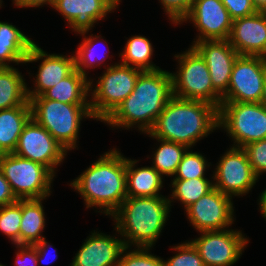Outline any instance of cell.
<instances>
[{
	"instance_id": "obj_1",
	"label": "cell",
	"mask_w": 266,
	"mask_h": 266,
	"mask_svg": "<svg viewBox=\"0 0 266 266\" xmlns=\"http://www.w3.org/2000/svg\"><path fill=\"white\" fill-rule=\"evenodd\" d=\"M170 73L163 69L142 71L131 94L103 122L114 129L135 127L148 133L173 97Z\"/></svg>"
},
{
	"instance_id": "obj_2",
	"label": "cell",
	"mask_w": 266,
	"mask_h": 266,
	"mask_svg": "<svg viewBox=\"0 0 266 266\" xmlns=\"http://www.w3.org/2000/svg\"><path fill=\"white\" fill-rule=\"evenodd\" d=\"M84 200L86 209L111 216L127 198L126 157L110 149L69 184Z\"/></svg>"
},
{
	"instance_id": "obj_3",
	"label": "cell",
	"mask_w": 266,
	"mask_h": 266,
	"mask_svg": "<svg viewBox=\"0 0 266 266\" xmlns=\"http://www.w3.org/2000/svg\"><path fill=\"white\" fill-rule=\"evenodd\" d=\"M218 108L200 100L172 97L147 134L188 148L218 130Z\"/></svg>"
},
{
	"instance_id": "obj_4",
	"label": "cell",
	"mask_w": 266,
	"mask_h": 266,
	"mask_svg": "<svg viewBox=\"0 0 266 266\" xmlns=\"http://www.w3.org/2000/svg\"><path fill=\"white\" fill-rule=\"evenodd\" d=\"M171 206L168 196L127 197L110 217L125 246L153 248L164 230Z\"/></svg>"
},
{
	"instance_id": "obj_5",
	"label": "cell",
	"mask_w": 266,
	"mask_h": 266,
	"mask_svg": "<svg viewBox=\"0 0 266 266\" xmlns=\"http://www.w3.org/2000/svg\"><path fill=\"white\" fill-rule=\"evenodd\" d=\"M31 118L43 126L68 152L76 149L81 121L95 118L90 104H67L45 99L42 95L29 99Z\"/></svg>"
},
{
	"instance_id": "obj_6",
	"label": "cell",
	"mask_w": 266,
	"mask_h": 266,
	"mask_svg": "<svg viewBox=\"0 0 266 266\" xmlns=\"http://www.w3.org/2000/svg\"><path fill=\"white\" fill-rule=\"evenodd\" d=\"M107 67V68H106ZM96 86L90 78V110L97 121L103 122L134 90L142 70L115 63L105 66ZM94 87V88H93Z\"/></svg>"
},
{
	"instance_id": "obj_7",
	"label": "cell",
	"mask_w": 266,
	"mask_h": 266,
	"mask_svg": "<svg viewBox=\"0 0 266 266\" xmlns=\"http://www.w3.org/2000/svg\"><path fill=\"white\" fill-rule=\"evenodd\" d=\"M178 71L170 73L172 77L173 96L184 100L208 102L218 109L222 97L213 89L210 73L205 60L192 47L175 54Z\"/></svg>"
},
{
	"instance_id": "obj_8",
	"label": "cell",
	"mask_w": 266,
	"mask_h": 266,
	"mask_svg": "<svg viewBox=\"0 0 266 266\" xmlns=\"http://www.w3.org/2000/svg\"><path fill=\"white\" fill-rule=\"evenodd\" d=\"M218 128L231 137L232 147L266 139V107L262 103L221 102ZM236 144V145H235Z\"/></svg>"
},
{
	"instance_id": "obj_9",
	"label": "cell",
	"mask_w": 266,
	"mask_h": 266,
	"mask_svg": "<svg viewBox=\"0 0 266 266\" xmlns=\"http://www.w3.org/2000/svg\"><path fill=\"white\" fill-rule=\"evenodd\" d=\"M0 169L17 199H41L51 195L56 175L46 166L6 153L0 157Z\"/></svg>"
},
{
	"instance_id": "obj_10",
	"label": "cell",
	"mask_w": 266,
	"mask_h": 266,
	"mask_svg": "<svg viewBox=\"0 0 266 266\" xmlns=\"http://www.w3.org/2000/svg\"><path fill=\"white\" fill-rule=\"evenodd\" d=\"M265 76L266 57L239 55L221 102L261 103Z\"/></svg>"
},
{
	"instance_id": "obj_11",
	"label": "cell",
	"mask_w": 266,
	"mask_h": 266,
	"mask_svg": "<svg viewBox=\"0 0 266 266\" xmlns=\"http://www.w3.org/2000/svg\"><path fill=\"white\" fill-rule=\"evenodd\" d=\"M214 169V187L233 198L248 194L259 181L243 148L231 146L220 157Z\"/></svg>"
},
{
	"instance_id": "obj_12",
	"label": "cell",
	"mask_w": 266,
	"mask_h": 266,
	"mask_svg": "<svg viewBox=\"0 0 266 266\" xmlns=\"http://www.w3.org/2000/svg\"><path fill=\"white\" fill-rule=\"evenodd\" d=\"M199 233L201 236L190 242L198 250L205 266H233L249 244L241 230L227 228Z\"/></svg>"
},
{
	"instance_id": "obj_13",
	"label": "cell",
	"mask_w": 266,
	"mask_h": 266,
	"mask_svg": "<svg viewBox=\"0 0 266 266\" xmlns=\"http://www.w3.org/2000/svg\"><path fill=\"white\" fill-rule=\"evenodd\" d=\"M13 153L46 166L55 175L68 152L31 118L24 126Z\"/></svg>"
},
{
	"instance_id": "obj_14",
	"label": "cell",
	"mask_w": 266,
	"mask_h": 266,
	"mask_svg": "<svg viewBox=\"0 0 266 266\" xmlns=\"http://www.w3.org/2000/svg\"><path fill=\"white\" fill-rule=\"evenodd\" d=\"M232 199L214 187L185 209L187 219L198 232L227 229L235 219Z\"/></svg>"
},
{
	"instance_id": "obj_15",
	"label": "cell",
	"mask_w": 266,
	"mask_h": 266,
	"mask_svg": "<svg viewBox=\"0 0 266 266\" xmlns=\"http://www.w3.org/2000/svg\"><path fill=\"white\" fill-rule=\"evenodd\" d=\"M188 20L199 32L192 45L203 40H229L233 19L221 0H193L180 25Z\"/></svg>"
},
{
	"instance_id": "obj_16",
	"label": "cell",
	"mask_w": 266,
	"mask_h": 266,
	"mask_svg": "<svg viewBox=\"0 0 266 266\" xmlns=\"http://www.w3.org/2000/svg\"><path fill=\"white\" fill-rule=\"evenodd\" d=\"M42 60L35 74L33 89L27 87L28 98L41 96L46 90L54 87L62 79L70 75L75 68V56L72 54H48L38 44L34 43L26 56V63Z\"/></svg>"
},
{
	"instance_id": "obj_17",
	"label": "cell",
	"mask_w": 266,
	"mask_h": 266,
	"mask_svg": "<svg viewBox=\"0 0 266 266\" xmlns=\"http://www.w3.org/2000/svg\"><path fill=\"white\" fill-rule=\"evenodd\" d=\"M191 46L205 60L213 89L223 97L227 93L232 68L239 54L229 40H203Z\"/></svg>"
},
{
	"instance_id": "obj_18",
	"label": "cell",
	"mask_w": 266,
	"mask_h": 266,
	"mask_svg": "<svg viewBox=\"0 0 266 266\" xmlns=\"http://www.w3.org/2000/svg\"><path fill=\"white\" fill-rule=\"evenodd\" d=\"M52 8L59 12L75 33L90 31L95 23L116 9L109 0H54Z\"/></svg>"
},
{
	"instance_id": "obj_19",
	"label": "cell",
	"mask_w": 266,
	"mask_h": 266,
	"mask_svg": "<svg viewBox=\"0 0 266 266\" xmlns=\"http://www.w3.org/2000/svg\"><path fill=\"white\" fill-rule=\"evenodd\" d=\"M84 241L70 266H118L126 247L122 238L95 230Z\"/></svg>"
},
{
	"instance_id": "obj_20",
	"label": "cell",
	"mask_w": 266,
	"mask_h": 266,
	"mask_svg": "<svg viewBox=\"0 0 266 266\" xmlns=\"http://www.w3.org/2000/svg\"><path fill=\"white\" fill-rule=\"evenodd\" d=\"M229 42L239 55L266 57V12L234 19Z\"/></svg>"
},
{
	"instance_id": "obj_21",
	"label": "cell",
	"mask_w": 266,
	"mask_h": 266,
	"mask_svg": "<svg viewBox=\"0 0 266 266\" xmlns=\"http://www.w3.org/2000/svg\"><path fill=\"white\" fill-rule=\"evenodd\" d=\"M137 162L126 158L127 197L163 196L160 194L163 176L152 166L136 167Z\"/></svg>"
},
{
	"instance_id": "obj_22",
	"label": "cell",
	"mask_w": 266,
	"mask_h": 266,
	"mask_svg": "<svg viewBox=\"0 0 266 266\" xmlns=\"http://www.w3.org/2000/svg\"><path fill=\"white\" fill-rule=\"evenodd\" d=\"M34 43L15 25L0 21V67L24 64Z\"/></svg>"
},
{
	"instance_id": "obj_23",
	"label": "cell",
	"mask_w": 266,
	"mask_h": 266,
	"mask_svg": "<svg viewBox=\"0 0 266 266\" xmlns=\"http://www.w3.org/2000/svg\"><path fill=\"white\" fill-rule=\"evenodd\" d=\"M90 78L75 69L54 87L46 90L42 96L67 104H90Z\"/></svg>"
},
{
	"instance_id": "obj_24",
	"label": "cell",
	"mask_w": 266,
	"mask_h": 266,
	"mask_svg": "<svg viewBox=\"0 0 266 266\" xmlns=\"http://www.w3.org/2000/svg\"><path fill=\"white\" fill-rule=\"evenodd\" d=\"M31 119L30 105L0 110V147L13 153L24 126Z\"/></svg>"
},
{
	"instance_id": "obj_25",
	"label": "cell",
	"mask_w": 266,
	"mask_h": 266,
	"mask_svg": "<svg viewBox=\"0 0 266 266\" xmlns=\"http://www.w3.org/2000/svg\"><path fill=\"white\" fill-rule=\"evenodd\" d=\"M41 199H22L20 245H34L41 239L45 228V212Z\"/></svg>"
},
{
	"instance_id": "obj_26",
	"label": "cell",
	"mask_w": 266,
	"mask_h": 266,
	"mask_svg": "<svg viewBox=\"0 0 266 266\" xmlns=\"http://www.w3.org/2000/svg\"><path fill=\"white\" fill-rule=\"evenodd\" d=\"M27 87L17 68L0 67V110L30 105Z\"/></svg>"
},
{
	"instance_id": "obj_27",
	"label": "cell",
	"mask_w": 266,
	"mask_h": 266,
	"mask_svg": "<svg viewBox=\"0 0 266 266\" xmlns=\"http://www.w3.org/2000/svg\"><path fill=\"white\" fill-rule=\"evenodd\" d=\"M124 51L119 54L121 60L119 63L142 71H154L161 69L156 66L151 58L153 56L152 43L146 36L134 35L127 40Z\"/></svg>"
},
{
	"instance_id": "obj_28",
	"label": "cell",
	"mask_w": 266,
	"mask_h": 266,
	"mask_svg": "<svg viewBox=\"0 0 266 266\" xmlns=\"http://www.w3.org/2000/svg\"><path fill=\"white\" fill-rule=\"evenodd\" d=\"M172 194L170 204L178 200L183 204L184 210L206 195L214 188L213 180L208 178L173 179L171 180ZM174 199V200H173Z\"/></svg>"
},
{
	"instance_id": "obj_29",
	"label": "cell",
	"mask_w": 266,
	"mask_h": 266,
	"mask_svg": "<svg viewBox=\"0 0 266 266\" xmlns=\"http://www.w3.org/2000/svg\"><path fill=\"white\" fill-rule=\"evenodd\" d=\"M153 139H156L160 145L155 151H153L154 154L151 156L153 159L152 167L162 176H174L188 147L181 143L159 138Z\"/></svg>"
},
{
	"instance_id": "obj_30",
	"label": "cell",
	"mask_w": 266,
	"mask_h": 266,
	"mask_svg": "<svg viewBox=\"0 0 266 266\" xmlns=\"http://www.w3.org/2000/svg\"><path fill=\"white\" fill-rule=\"evenodd\" d=\"M82 38L81 44L79 43V46L77 48V51H75V68L83 75L88 77L87 68H94L95 67H101L103 62L109 57L107 54H97V43L102 42V36L101 35H94L91 34L89 37H86V34H88V31L79 33ZM96 47V48H95ZM104 53V52H103ZM102 55V56H101ZM107 57V58H106Z\"/></svg>"
},
{
	"instance_id": "obj_31",
	"label": "cell",
	"mask_w": 266,
	"mask_h": 266,
	"mask_svg": "<svg viewBox=\"0 0 266 266\" xmlns=\"http://www.w3.org/2000/svg\"><path fill=\"white\" fill-rule=\"evenodd\" d=\"M22 218V199L0 207V231L12 244H20V224Z\"/></svg>"
},
{
	"instance_id": "obj_32",
	"label": "cell",
	"mask_w": 266,
	"mask_h": 266,
	"mask_svg": "<svg viewBox=\"0 0 266 266\" xmlns=\"http://www.w3.org/2000/svg\"><path fill=\"white\" fill-rule=\"evenodd\" d=\"M211 166L206 157L200 152H193L188 148L178 165L173 179L206 178L205 171Z\"/></svg>"
},
{
	"instance_id": "obj_33",
	"label": "cell",
	"mask_w": 266,
	"mask_h": 266,
	"mask_svg": "<svg viewBox=\"0 0 266 266\" xmlns=\"http://www.w3.org/2000/svg\"><path fill=\"white\" fill-rule=\"evenodd\" d=\"M130 249L128 246L124 248L118 266H164V259L152 254L150 251L151 247H135V249Z\"/></svg>"
},
{
	"instance_id": "obj_34",
	"label": "cell",
	"mask_w": 266,
	"mask_h": 266,
	"mask_svg": "<svg viewBox=\"0 0 266 266\" xmlns=\"http://www.w3.org/2000/svg\"><path fill=\"white\" fill-rule=\"evenodd\" d=\"M176 254L168 260H163L164 266H205L198 250L190 241L172 246ZM178 252V253H177Z\"/></svg>"
},
{
	"instance_id": "obj_35",
	"label": "cell",
	"mask_w": 266,
	"mask_h": 266,
	"mask_svg": "<svg viewBox=\"0 0 266 266\" xmlns=\"http://www.w3.org/2000/svg\"><path fill=\"white\" fill-rule=\"evenodd\" d=\"M242 148L254 173L260 179V175L266 173V139L247 144Z\"/></svg>"
},
{
	"instance_id": "obj_36",
	"label": "cell",
	"mask_w": 266,
	"mask_h": 266,
	"mask_svg": "<svg viewBox=\"0 0 266 266\" xmlns=\"http://www.w3.org/2000/svg\"><path fill=\"white\" fill-rule=\"evenodd\" d=\"M170 22L179 25L189 14L193 0H159Z\"/></svg>"
},
{
	"instance_id": "obj_37",
	"label": "cell",
	"mask_w": 266,
	"mask_h": 266,
	"mask_svg": "<svg viewBox=\"0 0 266 266\" xmlns=\"http://www.w3.org/2000/svg\"><path fill=\"white\" fill-rule=\"evenodd\" d=\"M228 10L230 17L234 20L247 17L256 13L252 0H221Z\"/></svg>"
},
{
	"instance_id": "obj_38",
	"label": "cell",
	"mask_w": 266,
	"mask_h": 266,
	"mask_svg": "<svg viewBox=\"0 0 266 266\" xmlns=\"http://www.w3.org/2000/svg\"><path fill=\"white\" fill-rule=\"evenodd\" d=\"M16 251L15 266H38L37 251L33 245H20L15 246Z\"/></svg>"
},
{
	"instance_id": "obj_39",
	"label": "cell",
	"mask_w": 266,
	"mask_h": 266,
	"mask_svg": "<svg viewBox=\"0 0 266 266\" xmlns=\"http://www.w3.org/2000/svg\"><path fill=\"white\" fill-rule=\"evenodd\" d=\"M9 182L5 179L0 169V207L17 202Z\"/></svg>"
},
{
	"instance_id": "obj_40",
	"label": "cell",
	"mask_w": 266,
	"mask_h": 266,
	"mask_svg": "<svg viewBox=\"0 0 266 266\" xmlns=\"http://www.w3.org/2000/svg\"><path fill=\"white\" fill-rule=\"evenodd\" d=\"M35 248H36V251H37V261H38V266H39V263L40 262H43V263H51L50 261H46V259H49L48 255H49V249L52 247L51 244L48 243V241H46V238L44 237L43 239H41L38 243H35L33 245ZM51 252V251H50ZM57 252V250L55 251ZM48 256V257H47ZM54 256V255H53ZM47 257V258H46ZM57 254L54 256V260L57 258ZM44 260V261H43ZM53 260V261H54ZM40 261V262H39Z\"/></svg>"
},
{
	"instance_id": "obj_41",
	"label": "cell",
	"mask_w": 266,
	"mask_h": 266,
	"mask_svg": "<svg viewBox=\"0 0 266 266\" xmlns=\"http://www.w3.org/2000/svg\"><path fill=\"white\" fill-rule=\"evenodd\" d=\"M54 0H13V4L18 8L42 7L45 4L52 7Z\"/></svg>"
},
{
	"instance_id": "obj_42",
	"label": "cell",
	"mask_w": 266,
	"mask_h": 266,
	"mask_svg": "<svg viewBox=\"0 0 266 266\" xmlns=\"http://www.w3.org/2000/svg\"><path fill=\"white\" fill-rule=\"evenodd\" d=\"M258 205L260 207L261 215L266 219V189L259 195Z\"/></svg>"
},
{
	"instance_id": "obj_43",
	"label": "cell",
	"mask_w": 266,
	"mask_h": 266,
	"mask_svg": "<svg viewBox=\"0 0 266 266\" xmlns=\"http://www.w3.org/2000/svg\"><path fill=\"white\" fill-rule=\"evenodd\" d=\"M257 12H266V0H252Z\"/></svg>"
},
{
	"instance_id": "obj_44",
	"label": "cell",
	"mask_w": 266,
	"mask_h": 266,
	"mask_svg": "<svg viewBox=\"0 0 266 266\" xmlns=\"http://www.w3.org/2000/svg\"><path fill=\"white\" fill-rule=\"evenodd\" d=\"M261 103L266 107V76L264 79V86H263V94H262Z\"/></svg>"
},
{
	"instance_id": "obj_45",
	"label": "cell",
	"mask_w": 266,
	"mask_h": 266,
	"mask_svg": "<svg viewBox=\"0 0 266 266\" xmlns=\"http://www.w3.org/2000/svg\"><path fill=\"white\" fill-rule=\"evenodd\" d=\"M116 8H118L120 2H122V0H109Z\"/></svg>"
},
{
	"instance_id": "obj_46",
	"label": "cell",
	"mask_w": 266,
	"mask_h": 266,
	"mask_svg": "<svg viewBox=\"0 0 266 266\" xmlns=\"http://www.w3.org/2000/svg\"><path fill=\"white\" fill-rule=\"evenodd\" d=\"M6 154V152L0 147V157Z\"/></svg>"
},
{
	"instance_id": "obj_47",
	"label": "cell",
	"mask_w": 266,
	"mask_h": 266,
	"mask_svg": "<svg viewBox=\"0 0 266 266\" xmlns=\"http://www.w3.org/2000/svg\"><path fill=\"white\" fill-rule=\"evenodd\" d=\"M2 2H3V1H2V0H0V8H2V5H3V4H2Z\"/></svg>"
}]
</instances>
